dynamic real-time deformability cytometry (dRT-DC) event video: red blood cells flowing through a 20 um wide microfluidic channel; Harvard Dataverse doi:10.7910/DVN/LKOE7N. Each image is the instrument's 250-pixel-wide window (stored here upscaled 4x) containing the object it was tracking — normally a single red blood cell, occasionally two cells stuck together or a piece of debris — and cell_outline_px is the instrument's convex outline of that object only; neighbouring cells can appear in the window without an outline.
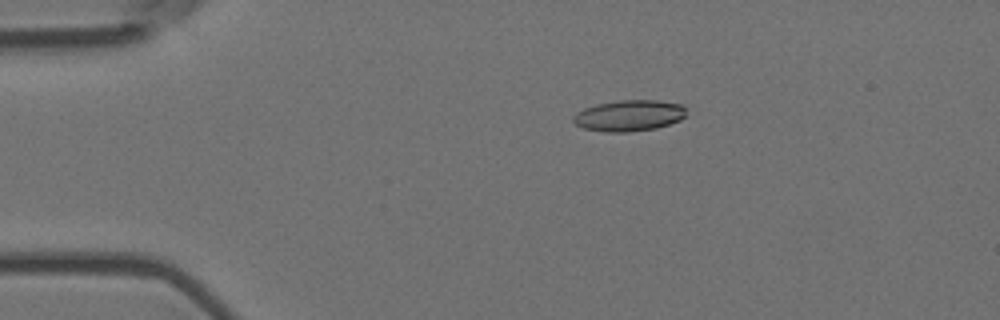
{"species": "Egyptian fruit bat (a non-hibernating species)", "species_latin": "Rousettus aegyptiacus", "temperature_condition": "room temperature", "stored_images_in_passage": 6, "camera_frame_rate_fps": 3000, "um_per_image_px": 0.085, "animal": {"sex": "female"}, "frame": {"image": 1, "passage_image": 4, "time_ms": 1.0, "image_size_px": [1000, 320], "cell_outline_px": [[688, 108], [684, 116], [680, 120], [656, 128], [628, 132], [604, 132], [584, 128], [576, 124], [572, 120], [572, 116], [576, 112], [584, 108], [596, 104], [620, 100], [656, 100], [684, 104]], "centroid_in_image_um": [53.48, 9.81], "position_along_channel_um": 31.5, "area_um2": 20.69}}
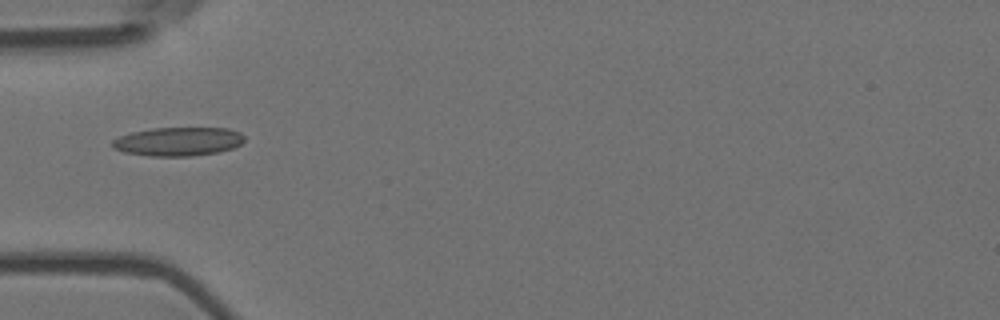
{"frame": {"image": 2, "passage_image": 6, "time_ms": 1.667, "image_size_px": [1000, 320], "cell_outline_px": [[244, 140], [240, 144], [232, 148], [220, 152], [192, 156], [148, 156], [124, 152], [112, 148], [112, 140], [120, 136], [132, 132], [152, 128], [228, 128], [240, 132], [244, 136]], "centroid_in_image_um": [15.14, 12.03], "position_along_channel_um": 69.9, "area_um2": 22.2}}